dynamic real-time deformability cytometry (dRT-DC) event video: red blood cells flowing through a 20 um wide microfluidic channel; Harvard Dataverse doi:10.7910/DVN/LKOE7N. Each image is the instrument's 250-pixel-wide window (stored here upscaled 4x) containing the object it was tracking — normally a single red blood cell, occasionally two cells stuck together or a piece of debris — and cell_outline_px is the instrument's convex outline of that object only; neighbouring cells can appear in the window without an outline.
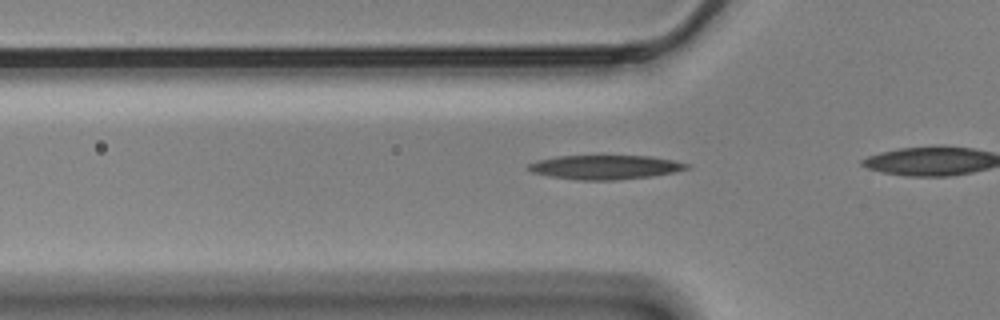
{"species": "Egyptian fruit bat (a non-hibernating species)", "species_latin": "Rousettus aegyptiacus", "temperature_condition": "cold", "stored_images_in_passage": 20, "camera_frame_rate_fps": 3000, "um_per_image_px": 0.085, "animal": {"sex": "male"}, "frame": {"image": 1, "passage_image": 14, "time_ms": 4.333, "image_size_px": [1000, 320], "cell_outline_px": [[692, 168], [652, 176], [616, 180], [576, 180], [552, 176], [532, 172], [528, 168], [528, 164], [536, 160], [556, 156], [648, 156], [672, 160], [692, 164]], "centroid_in_image_um": [51.46, 14.21], "position_along_channel_um": 74.3, "area_um2": 22.25}}
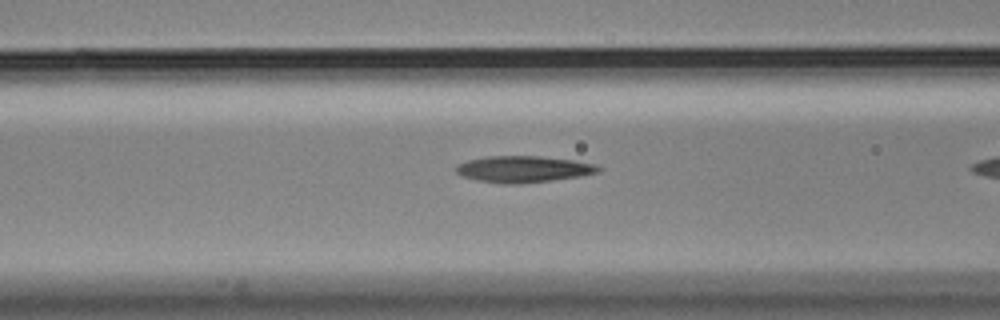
{"frame": {"image": 2, "passage_image": 18, "time_ms": 5.667, "image_size_px": [1000, 320], "cell_outline_px": [[604, 168], [600, 172], [580, 176], [552, 180], [520, 184], [500, 184], [476, 180], [460, 176], [456, 172], [456, 168], [460, 164], [468, 160], [488, 156], [540, 156], [572, 160], [596, 164]], "centroid_in_image_um": [44.51, 14.38], "position_along_channel_um": 122.1, "area_um2": 22.08}}